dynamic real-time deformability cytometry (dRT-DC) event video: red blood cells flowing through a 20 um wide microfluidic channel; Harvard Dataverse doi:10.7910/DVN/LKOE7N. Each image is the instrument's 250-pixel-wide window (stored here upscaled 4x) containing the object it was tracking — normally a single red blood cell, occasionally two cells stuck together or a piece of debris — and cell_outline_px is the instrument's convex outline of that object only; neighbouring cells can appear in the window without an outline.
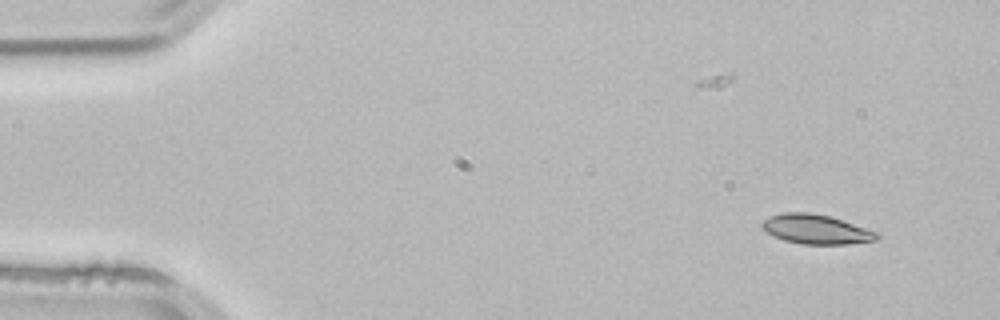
{"species": "common noctule bat (a hibernating species)", "species_latin": "Nyctalus noctula", "temperature_condition": "room temperature", "stored_images_in_passage": 4, "camera_frame_rate_fps": 3000, "um_per_image_px": 0.085, "animal": {"sex": "male", "body_mass_g": 21.5, "forearm_length_mm": 52.0}, "frame": {"image": 1, "passage_image": 2, "time_ms": 0.333, "image_size_px": [1000, 320], "cell_outline_px": [[880, 236], [876, 240], [848, 244], [804, 244], [784, 240], [768, 232], [760, 224], [764, 220], [772, 216], [784, 212], [808, 212], [832, 216], [880, 232]], "centroid_in_image_um": [69.45, 19.48], "position_along_channel_um": 15.5, "area_um2": 19.71}}